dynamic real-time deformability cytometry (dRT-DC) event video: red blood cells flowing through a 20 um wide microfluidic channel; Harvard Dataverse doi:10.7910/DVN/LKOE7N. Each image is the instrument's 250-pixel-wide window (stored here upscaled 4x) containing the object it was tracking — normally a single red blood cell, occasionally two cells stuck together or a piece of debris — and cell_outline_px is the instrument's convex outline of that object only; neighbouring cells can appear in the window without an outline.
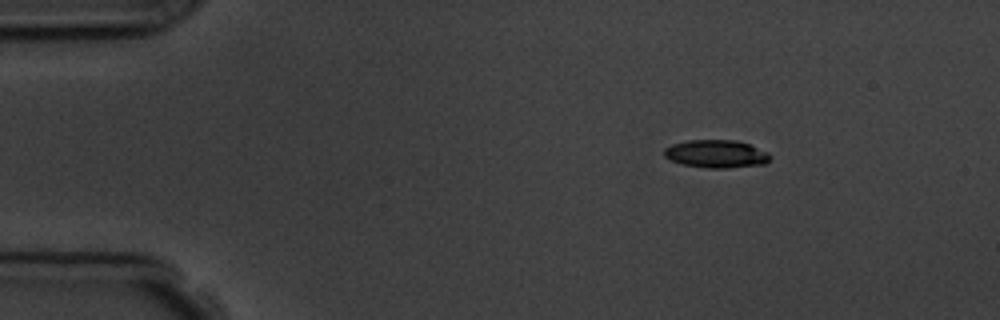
{"species": "common noctule bat (a hibernating species)", "species_latin": "Nyctalus noctula", "temperature_condition": "room temperature", "stored_images_in_passage": 5, "segment_of_instrument_passage": [2, 2], "camera_frame_rate_fps": 3000, "um_per_image_px": 0.085, "animal": {"sex": "male", "body_mass_g": 19.5, "forearm_length_mm": 54.6}, "frame": {"image": 1, "passage_image": 5, "time_ms": 6.333, "image_size_px": [1000, 320], "cell_outline_px": [[772, 156], [764, 164], [728, 168], [708, 168], [684, 164], [672, 160], [664, 156], [664, 148], [672, 144], [688, 140], [736, 140], [748, 144], [768, 152]], "centroid_in_image_um": [60.89, 13.07], "position_along_channel_um": 24.1, "area_um2": 17.11}}